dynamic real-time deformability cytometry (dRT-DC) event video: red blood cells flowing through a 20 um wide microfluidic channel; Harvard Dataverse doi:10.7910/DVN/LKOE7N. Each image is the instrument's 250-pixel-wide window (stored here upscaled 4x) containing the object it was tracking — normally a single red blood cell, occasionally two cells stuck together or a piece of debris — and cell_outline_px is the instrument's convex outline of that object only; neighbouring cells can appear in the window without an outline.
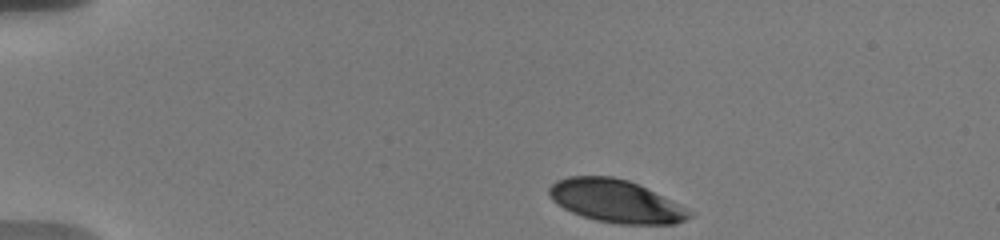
{"species": "human", "species_latin": "Homo sapiens", "temperature_condition": "warm", "stored_images_in_passage": 16, "camera_frame_rate_fps": 3000, "um_per_image_px": 0.085, "donor": {"sex": "male"}, "frame": {"image": 1, "passage_image": 1, "time_ms": 0.0, "image_size_px": [1000, 240], "cell_outline_px": [[696, 212], [692, 216], [676, 224], [620, 224], [596, 220], [572, 212], [564, 208], [552, 200], [548, 196], [548, 188], [556, 180], [568, 176], [612, 176], [628, 180], [640, 184]], "centroid_in_image_um": [52.38, 17.08], "position_along_channel_um": 32.6, "area_um2": 35.26}}
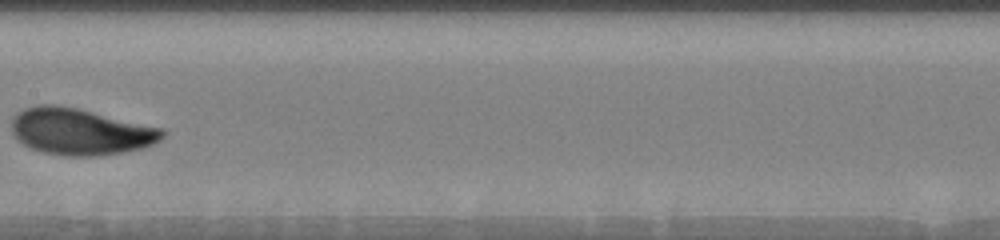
{"frame": {"image": 2, "passage_image": 14, "time_ms": 6.667, "image_size_px": [1000, 240], "cell_outline_px": [[168, 132], [160, 140], [152, 144], [140, 148], [120, 152], [96, 156], [68, 156], [40, 152], [28, 148], [12, 132], [12, 120], [16, 112], [24, 108], [40, 104], [56, 104], [76, 108], [164, 128]], "centroid_in_image_um": [6.82, 11.18], "position_along_channel_um": 200.6, "area_um2": 40.92}}
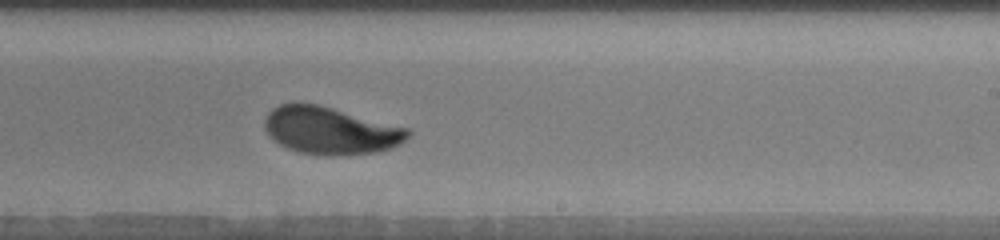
{"frame": {"image": 3, "passage_image": 16, "time_ms": 8.333, "image_size_px": [1000, 240], "cell_outline_px": [[412, 132], [404, 140], [392, 148], [376, 152], [332, 156], [328, 156], [300, 152], [288, 148], [272, 140], [264, 128], [264, 120], [268, 112], [272, 108], [280, 104], [292, 100], [320, 104], [408, 128]], "centroid_in_image_um": [28.03, 11.06], "position_along_channel_um": 261.0, "area_um2": 40.06}}